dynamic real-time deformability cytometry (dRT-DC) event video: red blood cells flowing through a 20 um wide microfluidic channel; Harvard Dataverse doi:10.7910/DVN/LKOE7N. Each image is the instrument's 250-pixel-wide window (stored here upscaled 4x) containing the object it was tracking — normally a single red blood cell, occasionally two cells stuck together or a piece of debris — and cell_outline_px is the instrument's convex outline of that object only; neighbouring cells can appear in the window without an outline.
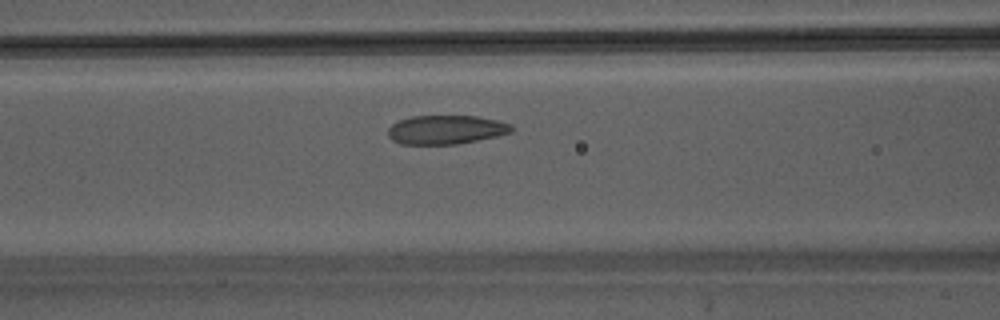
{"species": "Egyptian fruit bat (a non-hibernating species)", "species_latin": "Rousettus aegyptiacus", "temperature_condition": "warm", "stored_images_in_passage": 33, "camera_frame_rate_fps": 3000, "um_per_image_px": 0.085, "animal": {"sex": "male"}, "frame": {"image": 1, "passage_image": 10, "time_ms": 3.0, "image_size_px": [1000, 320], "cell_outline_px": [[516, 128], [512, 132], [496, 136], [456, 144], [400, 144], [392, 140], [388, 136], [388, 128], [396, 120], [412, 116], [476, 116], [496, 120], [512, 124]], "centroid_in_image_um": [37.89, 11.02], "position_along_channel_um": 128.7, "area_um2": 20.92}}
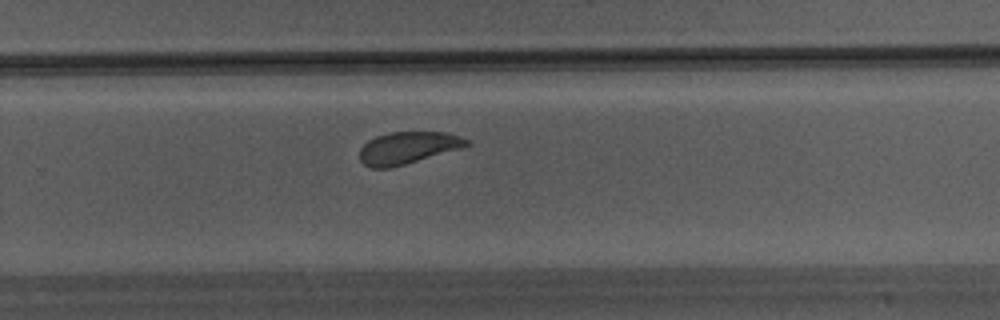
{"frame": {"image": 2, "passage_image": 21, "time_ms": 6.667, "image_size_px": [1000, 320], "cell_outline_px": [[472, 144], [464, 148], [392, 168], [372, 168], [364, 164], [360, 160], [360, 148], [368, 140], [376, 136], [388, 132], [448, 132], [460, 136], [468, 140]], "centroid_in_image_um": [34.7, 12.56], "position_along_channel_um": 295.1, "area_um2": 20.35}}
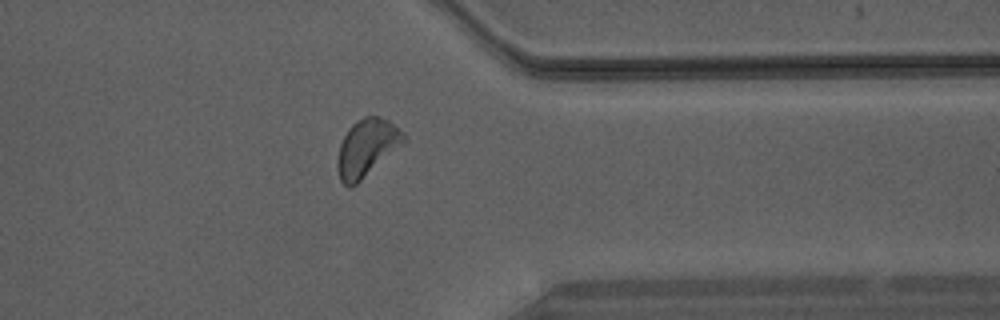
{"frame": {"image": 3, "passage_image": 27, "time_ms": 8.667, "image_size_px": [1000, 320], "cell_outline_px": [[404, 144], [356, 184], [348, 188], [340, 180], [336, 164], [340, 144], [348, 128], [356, 120], [364, 116], [376, 116], [388, 120], [404, 132]], "centroid_in_image_um": [31.17, 12.56], "position_along_channel_um": 380.2, "area_um2": 22.08}}